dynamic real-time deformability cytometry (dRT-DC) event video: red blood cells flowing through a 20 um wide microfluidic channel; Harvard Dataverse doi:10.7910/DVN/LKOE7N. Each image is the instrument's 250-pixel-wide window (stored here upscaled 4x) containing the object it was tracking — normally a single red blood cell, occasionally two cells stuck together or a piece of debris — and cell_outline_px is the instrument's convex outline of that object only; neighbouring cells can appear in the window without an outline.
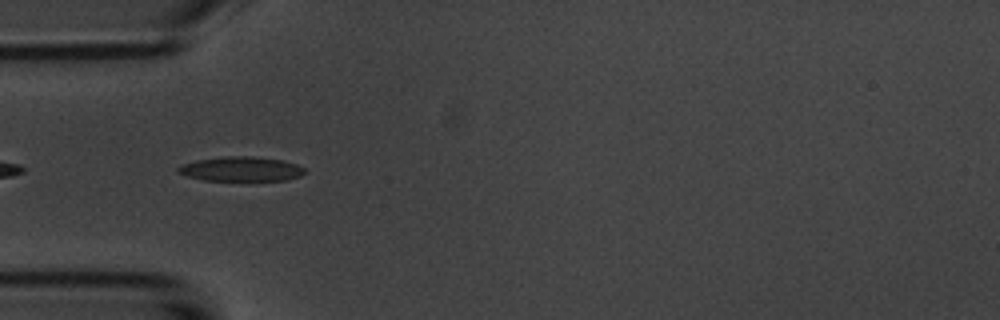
{"species": "common noctule bat (a hibernating species)", "species_latin": "Nyctalus noctula", "temperature_condition": "room temperature", "stored_images_in_passage": 5, "camera_frame_rate_fps": 3000, "um_per_image_px": 0.085, "animal": {"sex": "male", "body_mass_g": 20.1, "forearm_length_mm": 53.5}, "frame": {"image": 1, "passage_image": 4, "time_ms": 3.333, "image_size_px": [1000, 320], "cell_outline_px": [[304, 172], [300, 176], [288, 180], [204, 180], [184, 176], [176, 172], [176, 168], [180, 164], [196, 160], [224, 156], [252, 156], [284, 160], [296, 164], [304, 168]], "centroid_in_image_um": [20.43, 14.36], "position_along_channel_um": 64.6, "area_um2": 18.26}}
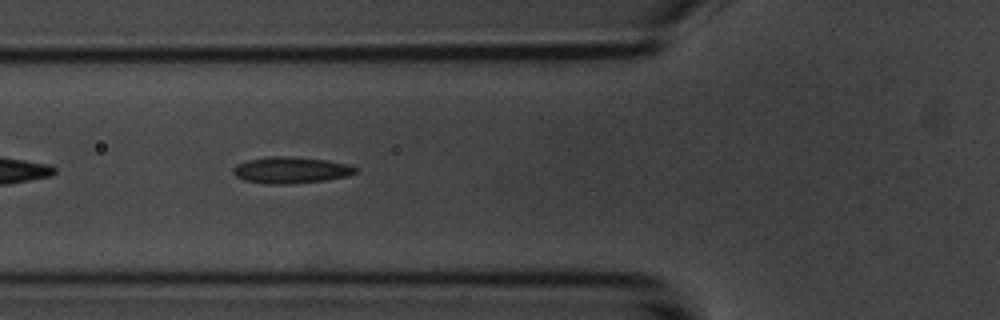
{"frame": {"image": 2, "passage_image": 5, "time_ms": 4.333, "image_size_px": [1000, 320], "cell_outline_px": [[360, 168], [356, 172], [348, 176], [328, 180], [288, 184], [268, 184], [244, 180], [236, 176], [232, 172], [232, 168], [236, 164], [244, 160], [268, 156], [288, 156], [328, 160], [348, 164]], "centroid_in_image_um": [24.72, 14.45], "position_along_channel_um": 101.1, "area_um2": 19.19}}